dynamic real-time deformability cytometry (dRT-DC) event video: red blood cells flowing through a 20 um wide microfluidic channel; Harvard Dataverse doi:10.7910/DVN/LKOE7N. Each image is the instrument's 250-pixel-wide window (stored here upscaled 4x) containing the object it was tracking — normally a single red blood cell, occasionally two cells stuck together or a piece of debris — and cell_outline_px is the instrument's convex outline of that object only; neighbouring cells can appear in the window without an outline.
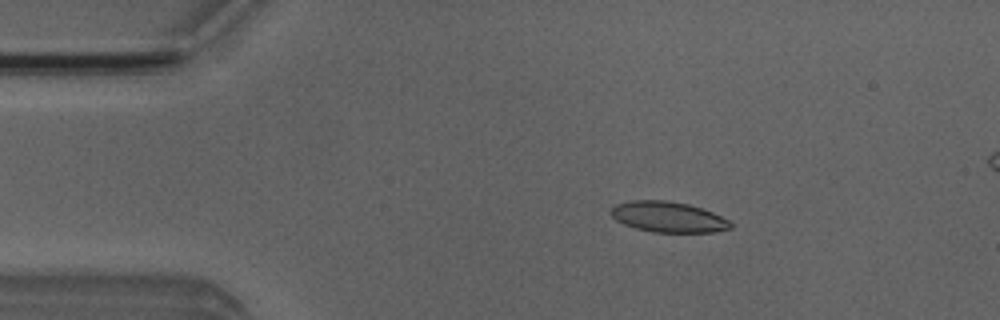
{"species": "Egyptian fruit bat (a non-hibernating species)", "species_latin": "Rousettus aegyptiacus", "temperature_condition": "room temperature", "stored_images_in_passage": 5, "camera_frame_rate_fps": 3000, "um_per_image_px": 0.085, "animal": {"sex": "male"}, "frame": {"image": 1, "passage_image": 3, "time_ms": 2.333, "image_size_px": [1000, 320], "cell_outline_px": [[732, 228], [716, 232], [652, 232], [636, 228], [624, 224], [616, 220], [612, 216], [612, 208], [616, 204], [632, 200], [664, 200], [688, 204], [712, 212], [728, 220], [732, 224]], "centroid_in_image_um": [56.8, 18.44], "position_along_channel_um": 28.2, "area_um2": 21.15}}